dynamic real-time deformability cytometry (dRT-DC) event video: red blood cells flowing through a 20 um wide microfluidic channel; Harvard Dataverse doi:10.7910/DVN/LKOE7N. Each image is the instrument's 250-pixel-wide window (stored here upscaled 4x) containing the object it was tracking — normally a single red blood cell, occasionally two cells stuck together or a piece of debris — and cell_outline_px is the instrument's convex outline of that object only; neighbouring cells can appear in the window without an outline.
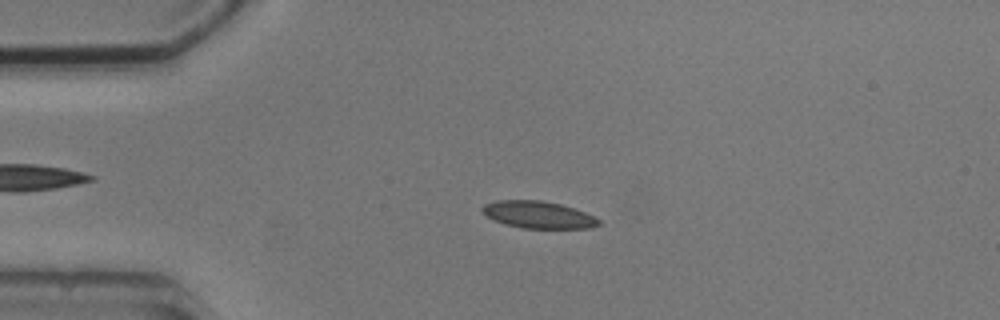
{"species": "common noctule bat (a hibernating species)", "species_latin": "Nyctalus noctula", "temperature_condition": "cold", "stored_images_in_passage": 4, "camera_frame_rate_fps": 3000, "um_per_image_px": 0.085, "animal": {"sex": "male", "body_mass_g": 20.5, "forearm_length_mm": 52.5}, "frame": {"image": 1, "passage_image": 3, "time_ms": 2.333, "image_size_px": [1000, 320], "cell_outline_px": [[600, 224], [588, 228], [524, 228], [504, 224], [488, 216], [480, 208], [484, 204], [496, 200], [540, 200], [560, 204], [584, 212], [600, 220]], "centroid_in_image_um": [45.73, 18.25], "position_along_channel_um": 39.3, "area_um2": 18.09}}